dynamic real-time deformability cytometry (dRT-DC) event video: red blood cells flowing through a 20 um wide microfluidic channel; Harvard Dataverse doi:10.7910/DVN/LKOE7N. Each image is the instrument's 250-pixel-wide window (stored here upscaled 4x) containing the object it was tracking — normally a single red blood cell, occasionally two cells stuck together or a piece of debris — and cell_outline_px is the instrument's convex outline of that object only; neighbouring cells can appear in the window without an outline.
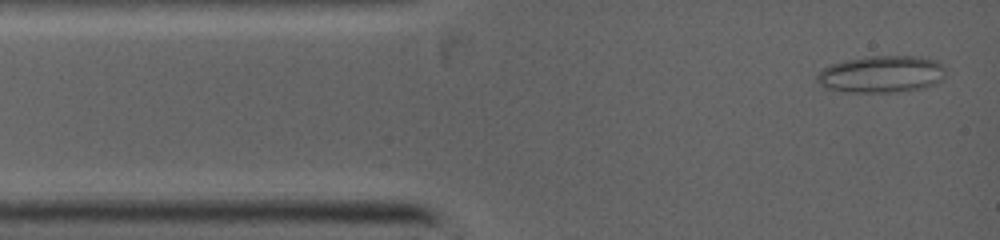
{"species": "common noctule bat (a hibernating species)", "species_latin": "Nyctalus noctula", "temperature_condition": "warm", "stored_images_in_passage": 58, "camera_frame_rate_fps": 5000, "um_per_image_px": 0.085, "animal": {"sex": "female", "body_mass_g": 19.0, "forearm_length_mm": 53.3}, "frame": {"image": 1, "passage_image": 2, "time_ms": 0.2, "image_size_px": [1000, 240], "cell_outline_px": [[944, 76], [940, 80], [924, 88], [892, 92], [844, 92], [828, 88], [816, 80], [816, 76], [824, 68], [832, 64], [848, 60], [872, 56], [912, 56], [936, 60], [944, 68]], "centroid_in_image_um": [74.92, 6.31], "position_along_channel_um": 10.1, "area_um2": 27.22}}
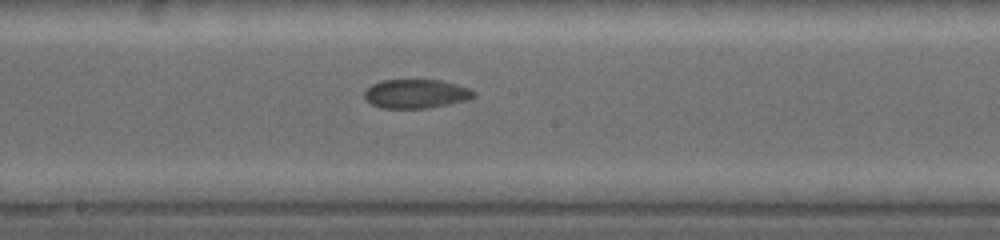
{"frame": {"image": 2, "passage_image": 29, "time_ms": 5.6, "image_size_px": [1000, 240], "cell_outline_px": [[476, 96], [468, 100], [428, 108], [380, 108], [364, 100], [364, 92], [372, 84], [380, 80], [440, 80], [472, 88], [476, 92]], "centroid_in_image_um": [35.38, 7.97], "position_along_channel_um": 212.8, "area_um2": 18.67}}
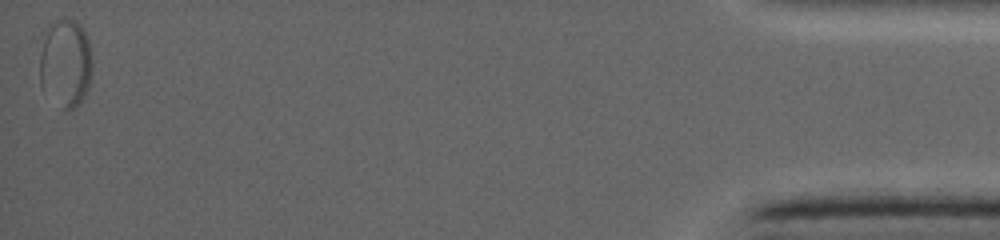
{"frame": {"image": 3, "passage_image": 58, "time_ms": 13.0, "image_size_px": [1000, 240], "cell_outline_px": [[92, 72], [84, 96], [68, 112], [40, 88], [40, 52], [44, 28], [52, 20], [72, 20], [80, 24], [88, 40], [92, 60]], "centroid_in_image_um": [5.53, 5.32], "position_along_channel_um": 429.7, "area_um2": 27.11}}